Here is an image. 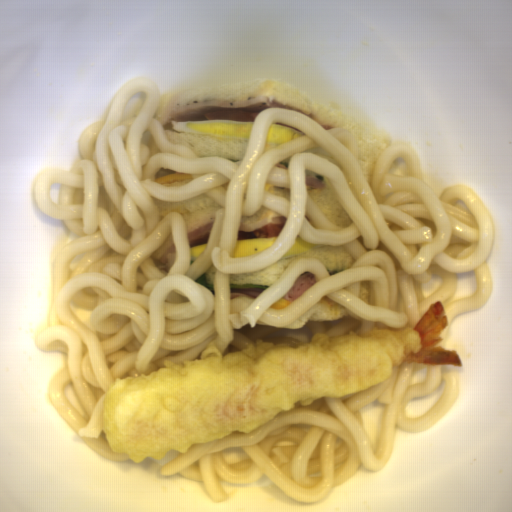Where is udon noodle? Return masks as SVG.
I'll return each mask as SVG.
<instances>
[{"label": "udon noodle", "mask_w": 512, "mask_h": 512, "mask_svg": "<svg viewBox=\"0 0 512 512\" xmlns=\"http://www.w3.org/2000/svg\"><path fill=\"white\" fill-rule=\"evenodd\" d=\"M444 379L434 406L419 418H409L406 404L433 393ZM459 397L457 372L441 365L401 364L390 377L370 388L343 396H323L282 410L249 434L231 432L177 451L162 465L161 475L202 482L207 497L226 502L227 485L257 482L264 473L288 496L301 502L321 501L346 483L362 465L380 472L393 450L395 427L412 433L430 430L454 407ZM387 404L376 455L366 436L359 410L373 400ZM241 447L250 459L229 465L223 450ZM221 480V481H220Z\"/></svg>", "instance_id": "obj_2"}, {"label": "udon noodle", "mask_w": 512, "mask_h": 512, "mask_svg": "<svg viewBox=\"0 0 512 512\" xmlns=\"http://www.w3.org/2000/svg\"><path fill=\"white\" fill-rule=\"evenodd\" d=\"M147 98L135 118L123 119L124 104L138 92ZM161 91L148 77H136L113 96L106 121L93 122L76 141L84 160L69 171L41 170L35 177L37 206L63 220L79 237L52 261L48 328L36 338L41 352L61 351L66 366L48 387L54 411L92 451L110 460L131 459L114 452L102 428V400L118 379L166 368H184L207 347L242 351L257 340L298 348L317 333L347 337L380 330L413 328L430 306L441 301L448 324L436 346L455 351L453 318L485 306L494 285L487 258L495 238L493 218L478 195L464 184L439 196L423 178L413 146L392 142L377 157L371 183L348 129H325L301 112L262 109L254 119L239 162L198 157L183 144H171L154 118ZM274 124L307 135L263 154ZM191 174L183 185L154 182L160 168ZM306 169L327 178L354 221L346 230L322 216L305 184ZM61 184L58 205L50 186ZM208 193L215 212L206 250L191 264L186 227L179 213L159 220L153 196L185 201ZM264 205L288 218L268 250L233 257L241 214ZM170 233L177 258L157 270L152 253ZM310 243L346 246L357 260L329 275L323 264L294 259L284 274L255 299H231L230 274L252 273L273 265L296 237ZM213 263L214 297L194 281ZM318 282L285 308L269 305L301 272ZM457 273H472L475 295L456 296ZM349 314L283 328L322 297ZM93 311L90 329L73 313ZM74 387L84 418L65 399Z\"/></svg>", "instance_id": "obj_1"}]
</instances>
